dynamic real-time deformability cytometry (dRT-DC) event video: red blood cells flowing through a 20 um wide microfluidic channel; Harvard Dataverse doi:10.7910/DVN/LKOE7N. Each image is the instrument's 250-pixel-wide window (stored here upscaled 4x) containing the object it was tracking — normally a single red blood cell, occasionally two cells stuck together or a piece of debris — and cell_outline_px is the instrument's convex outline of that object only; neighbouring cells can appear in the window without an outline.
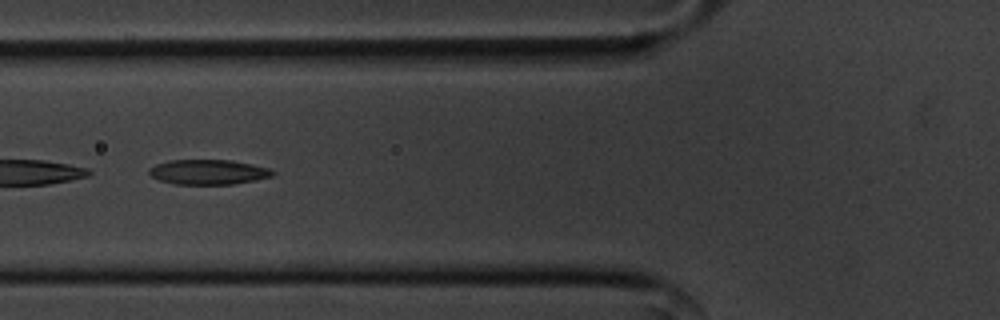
{"species": "common noctule bat (a hibernating species)", "species_latin": "Nyctalus noctula", "temperature_condition": "cold", "stored_images_in_passage": 54, "camera_frame_rate_fps": 3000, "um_per_image_px": 0.085, "animal": {"sex": "male", "body_mass_g": 20.1, "forearm_length_mm": 53.5}, "frame": {"image": 1, "passage_image": 20, "time_ms": 6.333, "image_size_px": [1000, 320], "cell_outline_px": [[276, 172], [272, 176], [256, 180], [232, 184], [176, 184], [160, 180], [152, 176], [148, 172], [148, 168], [156, 164], [168, 160], [232, 160], [272, 168]], "centroid_in_image_um": [17.73, 14.61], "position_along_channel_um": 108.1, "area_um2": 18.03}}
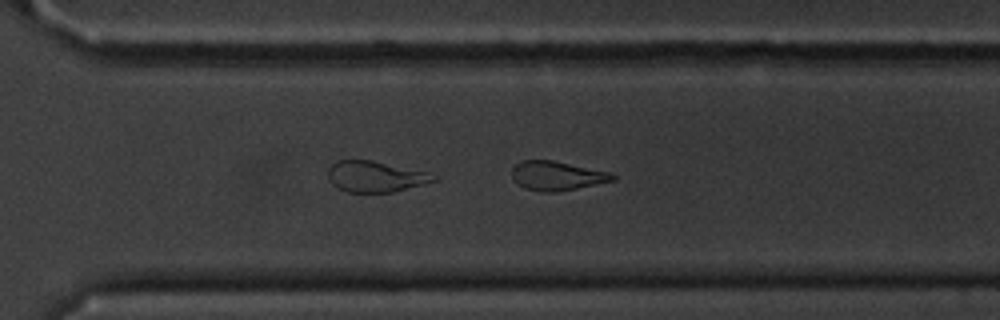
{"frame": {"image": 2, "passage_image": 38, "time_ms": 12.333, "image_size_px": [1000, 320], "cell_outline_px": [[616, 180], [556, 192], [544, 192], [524, 188], [512, 180], [512, 164], [520, 160], [552, 160], [608, 172], [616, 176]], "centroid_in_image_um": [47.27, 14.93], "position_along_channel_um": 323.3, "area_um2": 17.11}}
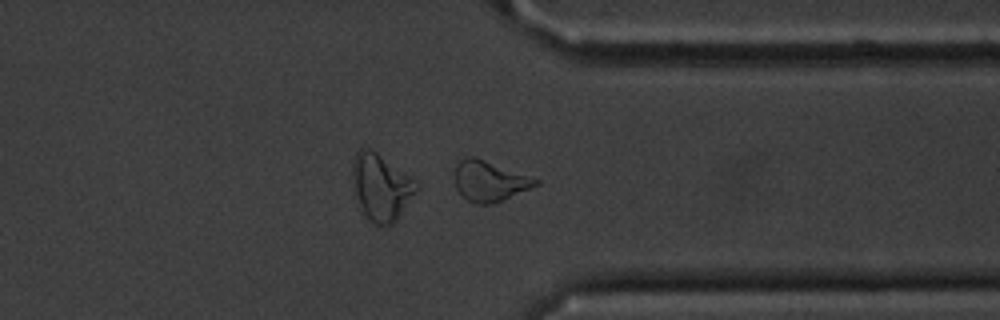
{"frame": {"image": 3, "passage_image": 42, "time_ms": 13.667, "image_size_px": [1000, 320], "cell_outline_px": [[540, 184], [492, 204], [476, 204], [460, 196], [456, 188], [456, 164], [460, 160], [468, 156], [476, 156], [540, 180]], "centroid_in_image_um": [41.59, 15.38], "position_along_channel_um": 369.8, "area_um2": 19.02}, "authors_computed_cell_mechanics": {"area_um2": 19.1896, "velocity_mm_per_s": 3.5896, "shape_relaxation_time_tau1_ms": 9.4014, "shape_relaxation_time_tau2_ms": 10.0156, "deformation_change_tau1": 0.1988, "deformation_change_tau2": 0.2285}}